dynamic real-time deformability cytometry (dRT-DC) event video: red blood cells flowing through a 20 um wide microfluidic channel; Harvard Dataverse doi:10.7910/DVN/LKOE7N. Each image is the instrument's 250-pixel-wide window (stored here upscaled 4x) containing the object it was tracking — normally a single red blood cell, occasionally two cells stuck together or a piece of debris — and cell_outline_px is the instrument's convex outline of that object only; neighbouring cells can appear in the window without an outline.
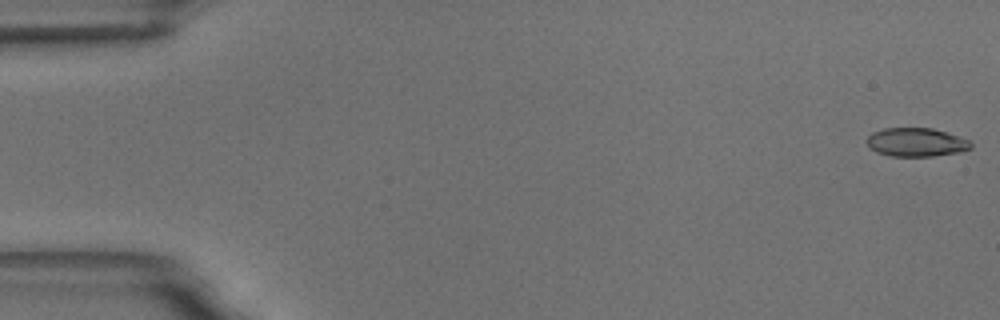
{"species": "common noctule bat (a hibernating species)", "species_latin": "Nyctalus noctula", "temperature_condition": "room temperature", "stored_images_in_passage": 11, "camera_frame_rate_fps": 3000, "um_per_image_px": 0.085, "animal": {"sex": "male", "body_mass_g": 18.8}, "frame": {"image": 1, "passage_image": 1, "time_ms": 0.0, "image_size_px": [1000, 320], "cell_outline_px": [[972, 148], [960, 152], [932, 156], [892, 156], [876, 152], [868, 148], [868, 136], [872, 132], [884, 128], [932, 128], [968, 140], [972, 144]], "centroid_in_image_um": [77.85, 12.09], "position_along_channel_um": 7.2, "area_um2": 17.22}}